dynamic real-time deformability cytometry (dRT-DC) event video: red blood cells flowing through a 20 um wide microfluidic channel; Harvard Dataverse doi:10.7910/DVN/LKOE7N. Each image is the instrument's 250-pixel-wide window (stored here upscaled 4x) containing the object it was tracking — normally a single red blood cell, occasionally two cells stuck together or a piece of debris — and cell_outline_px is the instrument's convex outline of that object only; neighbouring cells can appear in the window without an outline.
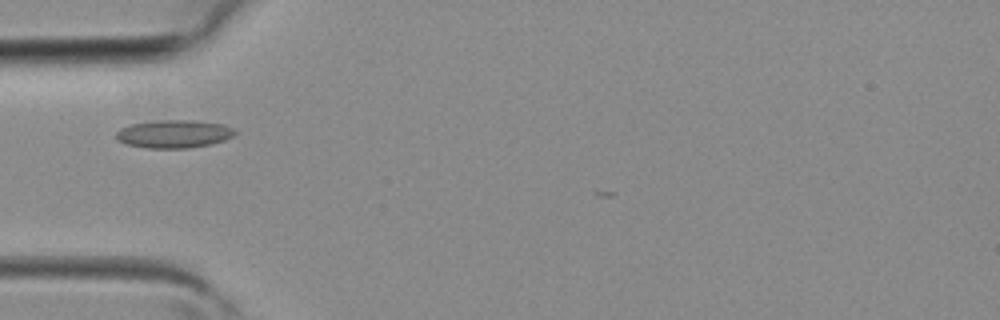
{"species": "common noctule bat (a hibernating species)", "species_latin": "Nyctalus noctula", "temperature_condition": "room temperature", "stored_images_in_passage": 2, "camera_frame_rate_fps": 3000, "um_per_image_px": 0.085, "animal": {"sex": "female", "body_mass_g": 19.3, "forearm_length_mm": 54.1}, "frame": {"image": 1, "passage_image": 1, "time_ms": 0.0, "image_size_px": [1000, 320], "cell_outline_px": [[236, 132], [232, 136], [224, 140], [208, 144], [188, 148], [148, 148], [124, 144], [116, 140], [116, 132], [120, 128], [132, 124], [156, 120], [192, 120], [224, 124], [232, 128]], "centroid_in_image_um": [14.74, 11.38], "position_along_channel_um": 70.3, "area_um2": 19.36}}